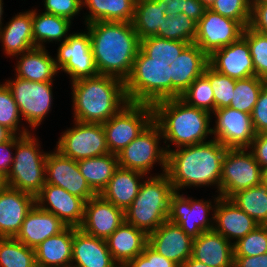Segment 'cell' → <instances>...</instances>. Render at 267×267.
Returning a JSON list of instances; mask_svg holds the SVG:
<instances>
[{
    "mask_svg": "<svg viewBox=\"0 0 267 267\" xmlns=\"http://www.w3.org/2000/svg\"><path fill=\"white\" fill-rule=\"evenodd\" d=\"M85 25L99 75L114 76L125 82L140 48L132 22L96 21Z\"/></svg>",
    "mask_w": 267,
    "mask_h": 267,
    "instance_id": "1",
    "label": "cell"
},
{
    "mask_svg": "<svg viewBox=\"0 0 267 267\" xmlns=\"http://www.w3.org/2000/svg\"><path fill=\"white\" fill-rule=\"evenodd\" d=\"M227 148L214 138L182 146L167 153V171L174 191L190 187H213L220 195L222 163Z\"/></svg>",
    "mask_w": 267,
    "mask_h": 267,
    "instance_id": "2",
    "label": "cell"
},
{
    "mask_svg": "<svg viewBox=\"0 0 267 267\" xmlns=\"http://www.w3.org/2000/svg\"><path fill=\"white\" fill-rule=\"evenodd\" d=\"M73 120L83 123H104L128 100L124 81L109 75L71 82Z\"/></svg>",
    "mask_w": 267,
    "mask_h": 267,
    "instance_id": "3",
    "label": "cell"
},
{
    "mask_svg": "<svg viewBox=\"0 0 267 267\" xmlns=\"http://www.w3.org/2000/svg\"><path fill=\"white\" fill-rule=\"evenodd\" d=\"M153 120L161 129L167 153L171 150V143L176 146L175 148H179L207 142L209 140L206 139L210 135L212 138V115L205 110L187 105L180 98L155 103Z\"/></svg>",
    "mask_w": 267,
    "mask_h": 267,
    "instance_id": "4",
    "label": "cell"
},
{
    "mask_svg": "<svg viewBox=\"0 0 267 267\" xmlns=\"http://www.w3.org/2000/svg\"><path fill=\"white\" fill-rule=\"evenodd\" d=\"M145 178L137 196L125 210V221L149 235L168 220L170 198L175 191L167 173Z\"/></svg>",
    "mask_w": 267,
    "mask_h": 267,
    "instance_id": "5",
    "label": "cell"
},
{
    "mask_svg": "<svg viewBox=\"0 0 267 267\" xmlns=\"http://www.w3.org/2000/svg\"><path fill=\"white\" fill-rule=\"evenodd\" d=\"M170 64L165 59H151L140 48L130 76L125 80L128 102L154 105L171 99Z\"/></svg>",
    "mask_w": 267,
    "mask_h": 267,
    "instance_id": "6",
    "label": "cell"
},
{
    "mask_svg": "<svg viewBox=\"0 0 267 267\" xmlns=\"http://www.w3.org/2000/svg\"><path fill=\"white\" fill-rule=\"evenodd\" d=\"M30 133L16 135V148L6 185L36 197L46 183L45 168L48 152L41 150L39 139Z\"/></svg>",
    "mask_w": 267,
    "mask_h": 267,
    "instance_id": "7",
    "label": "cell"
},
{
    "mask_svg": "<svg viewBox=\"0 0 267 267\" xmlns=\"http://www.w3.org/2000/svg\"><path fill=\"white\" fill-rule=\"evenodd\" d=\"M161 139L163 140L161 129L152 120L128 146L117 154L119 166L148 176L154 164L158 163L162 174L166 173L167 152L164 145L160 146Z\"/></svg>",
    "mask_w": 267,
    "mask_h": 267,
    "instance_id": "8",
    "label": "cell"
},
{
    "mask_svg": "<svg viewBox=\"0 0 267 267\" xmlns=\"http://www.w3.org/2000/svg\"><path fill=\"white\" fill-rule=\"evenodd\" d=\"M153 120V106L128 102L102 123L110 153L119 154Z\"/></svg>",
    "mask_w": 267,
    "mask_h": 267,
    "instance_id": "9",
    "label": "cell"
},
{
    "mask_svg": "<svg viewBox=\"0 0 267 267\" xmlns=\"http://www.w3.org/2000/svg\"><path fill=\"white\" fill-rule=\"evenodd\" d=\"M4 83L10 89L22 119L34 132L52 111L54 82H32L15 77Z\"/></svg>",
    "mask_w": 267,
    "mask_h": 267,
    "instance_id": "10",
    "label": "cell"
},
{
    "mask_svg": "<svg viewBox=\"0 0 267 267\" xmlns=\"http://www.w3.org/2000/svg\"><path fill=\"white\" fill-rule=\"evenodd\" d=\"M262 171L248 148L227 149L222 163L220 196L230 199L239 191L262 184Z\"/></svg>",
    "mask_w": 267,
    "mask_h": 267,
    "instance_id": "11",
    "label": "cell"
},
{
    "mask_svg": "<svg viewBox=\"0 0 267 267\" xmlns=\"http://www.w3.org/2000/svg\"><path fill=\"white\" fill-rule=\"evenodd\" d=\"M216 195L212 203L210 199L197 200L175 191L170 198L168 221L180 226L192 239L203 232L213 230L215 206L221 197Z\"/></svg>",
    "mask_w": 267,
    "mask_h": 267,
    "instance_id": "12",
    "label": "cell"
},
{
    "mask_svg": "<svg viewBox=\"0 0 267 267\" xmlns=\"http://www.w3.org/2000/svg\"><path fill=\"white\" fill-rule=\"evenodd\" d=\"M73 121V127L67 128L58 138L56 150L76 161L110 153L106 143L105 131L101 123Z\"/></svg>",
    "mask_w": 267,
    "mask_h": 267,
    "instance_id": "13",
    "label": "cell"
},
{
    "mask_svg": "<svg viewBox=\"0 0 267 267\" xmlns=\"http://www.w3.org/2000/svg\"><path fill=\"white\" fill-rule=\"evenodd\" d=\"M56 55V68L68 74L71 82L99 75L87 30L70 33L66 41L59 44Z\"/></svg>",
    "mask_w": 267,
    "mask_h": 267,
    "instance_id": "14",
    "label": "cell"
},
{
    "mask_svg": "<svg viewBox=\"0 0 267 267\" xmlns=\"http://www.w3.org/2000/svg\"><path fill=\"white\" fill-rule=\"evenodd\" d=\"M211 115L216 119L212 135L221 145L227 149L250 147L256 136L251 114L224 107L216 109Z\"/></svg>",
    "mask_w": 267,
    "mask_h": 267,
    "instance_id": "15",
    "label": "cell"
},
{
    "mask_svg": "<svg viewBox=\"0 0 267 267\" xmlns=\"http://www.w3.org/2000/svg\"><path fill=\"white\" fill-rule=\"evenodd\" d=\"M243 30L244 27L238 21L207 9L197 23L194 43L210 56L215 50L237 41Z\"/></svg>",
    "mask_w": 267,
    "mask_h": 267,
    "instance_id": "16",
    "label": "cell"
},
{
    "mask_svg": "<svg viewBox=\"0 0 267 267\" xmlns=\"http://www.w3.org/2000/svg\"><path fill=\"white\" fill-rule=\"evenodd\" d=\"M45 179L46 183L61 187L85 202L97 195L81 174L77 161L56 149L47 154Z\"/></svg>",
    "mask_w": 267,
    "mask_h": 267,
    "instance_id": "17",
    "label": "cell"
},
{
    "mask_svg": "<svg viewBox=\"0 0 267 267\" xmlns=\"http://www.w3.org/2000/svg\"><path fill=\"white\" fill-rule=\"evenodd\" d=\"M35 203L67 226L79 228L82 225L86 202L61 187L45 183L35 197Z\"/></svg>",
    "mask_w": 267,
    "mask_h": 267,
    "instance_id": "18",
    "label": "cell"
},
{
    "mask_svg": "<svg viewBox=\"0 0 267 267\" xmlns=\"http://www.w3.org/2000/svg\"><path fill=\"white\" fill-rule=\"evenodd\" d=\"M125 221V211L100 195L85 203L84 219L79 227L84 233L106 240Z\"/></svg>",
    "mask_w": 267,
    "mask_h": 267,
    "instance_id": "19",
    "label": "cell"
},
{
    "mask_svg": "<svg viewBox=\"0 0 267 267\" xmlns=\"http://www.w3.org/2000/svg\"><path fill=\"white\" fill-rule=\"evenodd\" d=\"M208 60L215 71L230 78L240 80L255 76L250 48L242 36L230 45L215 50Z\"/></svg>",
    "mask_w": 267,
    "mask_h": 267,
    "instance_id": "20",
    "label": "cell"
},
{
    "mask_svg": "<svg viewBox=\"0 0 267 267\" xmlns=\"http://www.w3.org/2000/svg\"><path fill=\"white\" fill-rule=\"evenodd\" d=\"M148 244L179 267L192 255L193 239L168 220L148 235Z\"/></svg>",
    "mask_w": 267,
    "mask_h": 267,
    "instance_id": "21",
    "label": "cell"
},
{
    "mask_svg": "<svg viewBox=\"0 0 267 267\" xmlns=\"http://www.w3.org/2000/svg\"><path fill=\"white\" fill-rule=\"evenodd\" d=\"M34 205L35 197L29 193L7 185L0 190V238H15Z\"/></svg>",
    "mask_w": 267,
    "mask_h": 267,
    "instance_id": "22",
    "label": "cell"
},
{
    "mask_svg": "<svg viewBox=\"0 0 267 267\" xmlns=\"http://www.w3.org/2000/svg\"><path fill=\"white\" fill-rule=\"evenodd\" d=\"M208 64V55L197 44H189L170 64L171 99L180 98L194 80L203 74Z\"/></svg>",
    "mask_w": 267,
    "mask_h": 267,
    "instance_id": "23",
    "label": "cell"
},
{
    "mask_svg": "<svg viewBox=\"0 0 267 267\" xmlns=\"http://www.w3.org/2000/svg\"><path fill=\"white\" fill-rule=\"evenodd\" d=\"M259 225L231 199L223 197L218 199L214 211L213 230L223 235L229 242L236 243Z\"/></svg>",
    "mask_w": 267,
    "mask_h": 267,
    "instance_id": "24",
    "label": "cell"
},
{
    "mask_svg": "<svg viewBox=\"0 0 267 267\" xmlns=\"http://www.w3.org/2000/svg\"><path fill=\"white\" fill-rule=\"evenodd\" d=\"M71 267H120L113 259L106 240L74 231Z\"/></svg>",
    "mask_w": 267,
    "mask_h": 267,
    "instance_id": "25",
    "label": "cell"
},
{
    "mask_svg": "<svg viewBox=\"0 0 267 267\" xmlns=\"http://www.w3.org/2000/svg\"><path fill=\"white\" fill-rule=\"evenodd\" d=\"M67 227L57 216L41 209L36 203L27 213L20 232L15 237L26 246L35 249L45 239Z\"/></svg>",
    "mask_w": 267,
    "mask_h": 267,
    "instance_id": "26",
    "label": "cell"
},
{
    "mask_svg": "<svg viewBox=\"0 0 267 267\" xmlns=\"http://www.w3.org/2000/svg\"><path fill=\"white\" fill-rule=\"evenodd\" d=\"M191 257L210 267H233V243L214 230L206 231L193 239Z\"/></svg>",
    "mask_w": 267,
    "mask_h": 267,
    "instance_id": "27",
    "label": "cell"
},
{
    "mask_svg": "<svg viewBox=\"0 0 267 267\" xmlns=\"http://www.w3.org/2000/svg\"><path fill=\"white\" fill-rule=\"evenodd\" d=\"M106 243L114 261L125 267L133 258L144 251L148 235L124 221L107 239Z\"/></svg>",
    "mask_w": 267,
    "mask_h": 267,
    "instance_id": "28",
    "label": "cell"
},
{
    "mask_svg": "<svg viewBox=\"0 0 267 267\" xmlns=\"http://www.w3.org/2000/svg\"><path fill=\"white\" fill-rule=\"evenodd\" d=\"M0 28L3 52L11 58L35 48L32 30V9L18 12Z\"/></svg>",
    "mask_w": 267,
    "mask_h": 267,
    "instance_id": "29",
    "label": "cell"
},
{
    "mask_svg": "<svg viewBox=\"0 0 267 267\" xmlns=\"http://www.w3.org/2000/svg\"><path fill=\"white\" fill-rule=\"evenodd\" d=\"M49 53L46 48L35 47L15 56L14 76L32 82H53L60 72L56 68L55 58Z\"/></svg>",
    "mask_w": 267,
    "mask_h": 267,
    "instance_id": "30",
    "label": "cell"
},
{
    "mask_svg": "<svg viewBox=\"0 0 267 267\" xmlns=\"http://www.w3.org/2000/svg\"><path fill=\"white\" fill-rule=\"evenodd\" d=\"M144 177V173L119 166L99 195L125 211L137 196Z\"/></svg>",
    "mask_w": 267,
    "mask_h": 267,
    "instance_id": "31",
    "label": "cell"
},
{
    "mask_svg": "<svg viewBox=\"0 0 267 267\" xmlns=\"http://www.w3.org/2000/svg\"><path fill=\"white\" fill-rule=\"evenodd\" d=\"M76 229L77 227L67 226L35 247L36 263L43 266L71 267L72 243Z\"/></svg>",
    "mask_w": 267,
    "mask_h": 267,
    "instance_id": "32",
    "label": "cell"
},
{
    "mask_svg": "<svg viewBox=\"0 0 267 267\" xmlns=\"http://www.w3.org/2000/svg\"><path fill=\"white\" fill-rule=\"evenodd\" d=\"M32 9V30L35 47L45 48V44L62 43L69 37L72 22L64 17ZM54 41V42H53Z\"/></svg>",
    "mask_w": 267,
    "mask_h": 267,
    "instance_id": "33",
    "label": "cell"
},
{
    "mask_svg": "<svg viewBox=\"0 0 267 267\" xmlns=\"http://www.w3.org/2000/svg\"><path fill=\"white\" fill-rule=\"evenodd\" d=\"M87 8L84 24L96 21L132 22L136 0H82Z\"/></svg>",
    "mask_w": 267,
    "mask_h": 267,
    "instance_id": "34",
    "label": "cell"
},
{
    "mask_svg": "<svg viewBox=\"0 0 267 267\" xmlns=\"http://www.w3.org/2000/svg\"><path fill=\"white\" fill-rule=\"evenodd\" d=\"M81 174L90 188L99 195L119 167L118 156L108 153L103 156L77 161Z\"/></svg>",
    "mask_w": 267,
    "mask_h": 267,
    "instance_id": "35",
    "label": "cell"
},
{
    "mask_svg": "<svg viewBox=\"0 0 267 267\" xmlns=\"http://www.w3.org/2000/svg\"><path fill=\"white\" fill-rule=\"evenodd\" d=\"M166 14L156 0H136L132 24L140 40L157 36Z\"/></svg>",
    "mask_w": 267,
    "mask_h": 267,
    "instance_id": "36",
    "label": "cell"
},
{
    "mask_svg": "<svg viewBox=\"0 0 267 267\" xmlns=\"http://www.w3.org/2000/svg\"><path fill=\"white\" fill-rule=\"evenodd\" d=\"M230 199L260 225L267 221V188L263 184L239 191Z\"/></svg>",
    "mask_w": 267,
    "mask_h": 267,
    "instance_id": "37",
    "label": "cell"
},
{
    "mask_svg": "<svg viewBox=\"0 0 267 267\" xmlns=\"http://www.w3.org/2000/svg\"><path fill=\"white\" fill-rule=\"evenodd\" d=\"M35 250L13 237L0 238V267H34Z\"/></svg>",
    "mask_w": 267,
    "mask_h": 267,
    "instance_id": "38",
    "label": "cell"
},
{
    "mask_svg": "<svg viewBox=\"0 0 267 267\" xmlns=\"http://www.w3.org/2000/svg\"><path fill=\"white\" fill-rule=\"evenodd\" d=\"M197 33V23L185 13L171 14L164 18V23L159 27L158 37L168 40H177L194 43Z\"/></svg>",
    "mask_w": 267,
    "mask_h": 267,
    "instance_id": "39",
    "label": "cell"
},
{
    "mask_svg": "<svg viewBox=\"0 0 267 267\" xmlns=\"http://www.w3.org/2000/svg\"><path fill=\"white\" fill-rule=\"evenodd\" d=\"M266 82L267 80L257 76L236 80L234 94L229 107L251 114L257 103L259 93Z\"/></svg>",
    "mask_w": 267,
    "mask_h": 267,
    "instance_id": "40",
    "label": "cell"
},
{
    "mask_svg": "<svg viewBox=\"0 0 267 267\" xmlns=\"http://www.w3.org/2000/svg\"><path fill=\"white\" fill-rule=\"evenodd\" d=\"M21 120L23 121L10 89L5 83H0V125L6 127L14 135L30 134V129L22 126L24 123L21 124Z\"/></svg>",
    "mask_w": 267,
    "mask_h": 267,
    "instance_id": "41",
    "label": "cell"
},
{
    "mask_svg": "<svg viewBox=\"0 0 267 267\" xmlns=\"http://www.w3.org/2000/svg\"><path fill=\"white\" fill-rule=\"evenodd\" d=\"M189 44L152 36L140 40V49L151 59H165L172 64Z\"/></svg>",
    "mask_w": 267,
    "mask_h": 267,
    "instance_id": "42",
    "label": "cell"
},
{
    "mask_svg": "<svg viewBox=\"0 0 267 267\" xmlns=\"http://www.w3.org/2000/svg\"><path fill=\"white\" fill-rule=\"evenodd\" d=\"M187 105L205 110L212 114L215 111L213 89L208 78L202 74L180 96Z\"/></svg>",
    "mask_w": 267,
    "mask_h": 267,
    "instance_id": "43",
    "label": "cell"
},
{
    "mask_svg": "<svg viewBox=\"0 0 267 267\" xmlns=\"http://www.w3.org/2000/svg\"><path fill=\"white\" fill-rule=\"evenodd\" d=\"M242 37L249 45L255 76L267 80V34L247 26L243 30Z\"/></svg>",
    "mask_w": 267,
    "mask_h": 267,
    "instance_id": "44",
    "label": "cell"
},
{
    "mask_svg": "<svg viewBox=\"0 0 267 267\" xmlns=\"http://www.w3.org/2000/svg\"><path fill=\"white\" fill-rule=\"evenodd\" d=\"M203 74L208 78L213 89L215 110L229 107L234 94L236 79L215 71L209 64L204 69Z\"/></svg>",
    "mask_w": 267,
    "mask_h": 267,
    "instance_id": "45",
    "label": "cell"
},
{
    "mask_svg": "<svg viewBox=\"0 0 267 267\" xmlns=\"http://www.w3.org/2000/svg\"><path fill=\"white\" fill-rule=\"evenodd\" d=\"M251 8L252 0H215L209 9L238 21L245 28L250 25Z\"/></svg>",
    "mask_w": 267,
    "mask_h": 267,
    "instance_id": "46",
    "label": "cell"
},
{
    "mask_svg": "<svg viewBox=\"0 0 267 267\" xmlns=\"http://www.w3.org/2000/svg\"><path fill=\"white\" fill-rule=\"evenodd\" d=\"M234 256H257L267 253V228L257 226L233 244Z\"/></svg>",
    "mask_w": 267,
    "mask_h": 267,
    "instance_id": "47",
    "label": "cell"
},
{
    "mask_svg": "<svg viewBox=\"0 0 267 267\" xmlns=\"http://www.w3.org/2000/svg\"><path fill=\"white\" fill-rule=\"evenodd\" d=\"M44 12L73 21L83 8L82 0H43Z\"/></svg>",
    "mask_w": 267,
    "mask_h": 267,
    "instance_id": "48",
    "label": "cell"
},
{
    "mask_svg": "<svg viewBox=\"0 0 267 267\" xmlns=\"http://www.w3.org/2000/svg\"><path fill=\"white\" fill-rule=\"evenodd\" d=\"M251 118L256 134L267 131V82L259 93Z\"/></svg>",
    "mask_w": 267,
    "mask_h": 267,
    "instance_id": "49",
    "label": "cell"
},
{
    "mask_svg": "<svg viewBox=\"0 0 267 267\" xmlns=\"http://www.w3.org/2000/svg\"><path fill=\"white\" fill-rule=\"evenodd\" d=\"M249 26L257 32L267 34V2H252Z\"/></svg>",
    "mask_w": 267,
    "mask_h": 267,
    "instance_id": "50",
    "label": "cell"
},
{
    "mask_svg": "<svg viewBox=\"0 0 267 267\" xmlns=\"http://www.w3.org/2000/svg\"><path fill=\"white\" fill-rule=\"evenodd\" d=\"M16 148V135H13L9 140L0 143V173L7 176L11 170L14 153ZM13 149V150H12Z\"/></svg>",
    "mask_w": 267,
    "mask_h": 267,
    "instance_id": "51",
    "label": "cell"
},
{
    "mask_svg": "<svg viewBox=\"0 0 267 267\" xmlns=\"http://www.w3.org/2000/svg\"><path fill=\"white\" fill-rule=\"evenodd\" d=\"M248 149L261 169H267V136L264 133L256 134Z\"/></svg>",
    "mask_w": 267,
    "mask_h": 267,
    "instance_id": "52",
    "label": "cell"
},
{
    "mask_svg": "<svg viewBox=\"0 0 267 267\" xmlns=\"http://www.w3.org/2000/svg\"><path fill=\"white\" fill-rule=\"evenodd\" d=\"M233 267H267V253L257 256H234Z\"/></svg>",
    "mask_w": 267,
    "mask_h": 267,
    "instance_id": "53",
    "label": "cell"
},
{
    "mask_svg": "<svg viewBox=\"0 0 267 267\" xmlns=\"http://www.w3.org/2000/svg\"><path fill=\"white\" fill-rule=\"evenodd\" d=\"M125 267H153V248L147 244L144 251L133 258Z\"/></svg>",
    "mask_w": 267,
    "mask_h": 267,
    "instance_id": "54",
    "label": "cell"
},
{
    "mask_svg": "<svg viewBox=\"0 0 267 267\" xmlns=\"http://www.w3.org/2000/svg\"><path fill=\"white\" fill-rule=\"evenodd\" d=\"M156 2L162 5L166 16L187 12V0H156Z\"/></svg>",
    "mask_w": 267,
    "mask_h": 267,
    "instance_id": "55",
    "label": "cell"
},
{
    "mask_svg": "<svg viewBox=\"0 0 267 267\" xmlns=\"http://www.w3.org/2000/svg\"><path fill=\"white\" fill-rule=\"evenodd\" d=\"M207 9L200 0H187V12L183 13L198 23Z\"/></svg>",
    "mask_w": 267,
    "mask_h": 267,
    "instance_id": "56",
    "label": "cell"
},
{
    "mask_svg": "<svg viewBox=\"0 0 267 267\" xmlns=\"http://www.w3.org/2000/svg\"><path fill=\"white\" fill-rule=\"evenodd\" d=\"M153 267H179L175 262L160 255L153 249Z\"/></svg>",
    "mask_w": 267,
    "mask_h": 267,
    "instance_id": "57",
    "label": "cell"
},
{
    "mask_svg": "<svg viewBox=\"0 0 267 267\" xmlns=\"http://www.w3.org/2000/svg\"><path fill=\"white\" fill-rule=\"evenodd\" d=\"M180 267H210L202 262L193 259L192 257L188 258Z\"/></svg>",
    "mask_w": 267,
    "mask_h": 267,
    "instance_id": "58",
    "label": "cell"
},
{
    "mask_svg": "<svg viewBox=\"0 0 267 267\" xmlns=\"http://www.w3.org/2000/svg\"><path fill=\"white\" fill-rule=\"evenodd\" d=\"M14 134L6 127L0 125V143L9 140Z\"/></svg>",
    "mask_w": 267,
    "mask_h": 267,
    "instance_id": "59",
    "label": "cell"
},
{
    "mask_svg": "<svg viewBox=\"0 0 267 267\" xmlns=\"http://www.w3.org/2000/svg\"><path fill=\"white\" fill-rule=\"evenodd\" d=\"M3 5H4V3H3V0H0V28L3 26V20H4V18H3V13H4V8H3Z\"/></svg>",
    "mask_w": 267,
    "mask_h": 267,
    "instance_id": "60",
    "label": "cell"
},
{
    "mask_svg": "<svg viewBox=\"0 0 267 267\" xmlns=\"http://www.w3.org/2000/svg\"><path fill=\"white\" fill-rule=\"evenodd\" d=\"M201 3L206 7V8H210L212 6V4L215 2V0H200Z\"/></svg>",
    "mask_w": 267,
    "mask_h": 267,
    "instance_id": "61",
    "label": "cell"
},
{
    "mask_svg": "<svg viewBox=\"0 0 267 267\" xmlns=\"http://www.w3.org/2000/svg\"><path fill=\"white\" fill-rule=\"evenodd\" d=\"M262 184L267 188V169L262 171Z\"/></svg>",
    "mask_w": 267,
    "mask_h": 267,
    "instance_id": "62",
    "label": "cell"
},
{
    "mask_svg": "<svg viewBox=\"0 0 267 267\" xmlns=\"http://www.w3.org/2000/svg\"><path fill=\"white\" fill-rule=\"evenodd\" d=\"M6 186L5 176L0 173V190Z\"/></svg>",
    "mask_w": 267,
    "mask_h": 267,
    "instance_id": "63",
    "label": "cell"
},
{
    "mask_svg": "<svg viewBox=\"0 0 267 267\" xmlns=\"http://www.w3.org/2000/svg\"><path fill=\"white\" fill-rule=\"evenodd\" d=\"M34 267H53V266H43L36 263Z\"/></svg>",
    "mask_w": 267,
    "mask_h": 267,
    "instance_id": "64",
    "label": "cell"
},
{
    "mask_svg": "<svg viewBox=\"0 0 267 267\" xmlns=\"http://www.w3.org/2000/svg\"><path fill=\"white\" fill-rule=\"evenodd\" d=\"M252 2H267V0H252Z\"/></svg>",
    "mask_w": 267,
    "mask_h": 267,
    "instance_id": "65",
    "label": "cell"
}]
</instances>
